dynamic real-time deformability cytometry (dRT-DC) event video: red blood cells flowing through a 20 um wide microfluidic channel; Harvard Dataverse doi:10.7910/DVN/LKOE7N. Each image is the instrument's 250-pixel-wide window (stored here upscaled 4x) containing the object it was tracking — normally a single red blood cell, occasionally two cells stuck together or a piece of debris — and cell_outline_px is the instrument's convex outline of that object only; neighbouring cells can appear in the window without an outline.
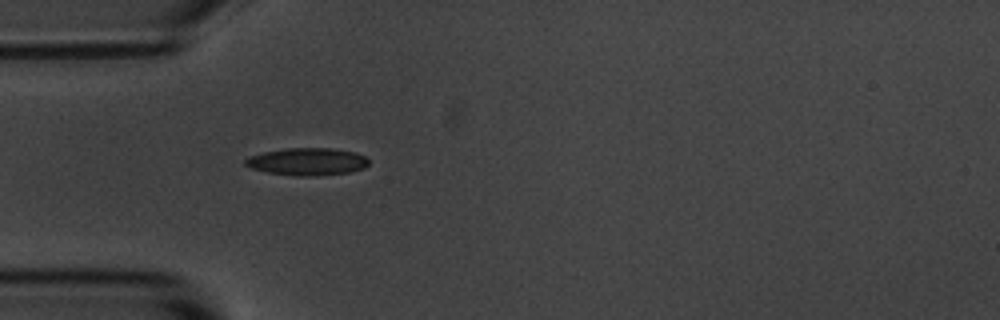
{"species": "common noctule bat (a hibernating species)", "species_latin": "Nyctalus noctula", "temperature_condition": "room temperature", "stored_images_in_passage": 40, "camera_frame_rate_fps": 3000, "um_per_image_px": 0.085, "animal": {"sex": "male", "body_mass_g": 20.1, "forearm_length_mm": 53.5}, "frame": {"image": 1, "passage_image": 1, "time_ms": 0.0, "image_size_px": [1000, 320], "cell_outline_px": [[368, 164], [364, 168], [348, 172], [316, 176], [296, 176], [268, 172], [252, 168], [244, 164], [244, 160], [248, 156], [264, 152], [288, 148], [332, 148], [356, 152], [364, 156], [368, 160]], "centroid_in_image_um": [26.11, 13.73], "position_along_channel_um": 58.9, "area_um2": 19.65}}
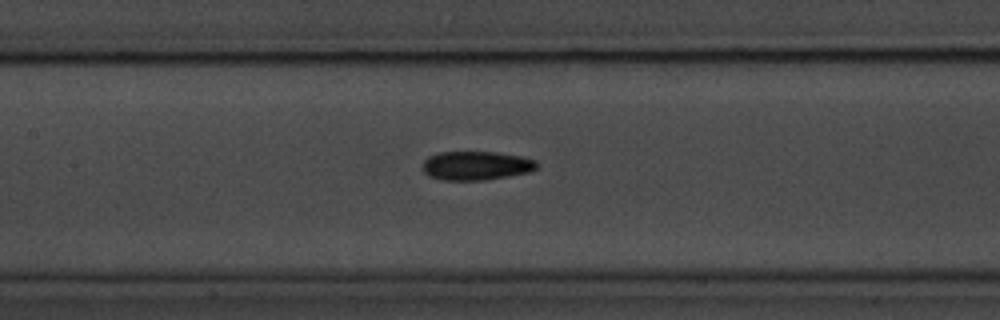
{"frame": {"image": 2, "passage_image": 10, "time_ms": 3.0, "image_size_px": [1000, 320], "cell_outline_px": [[536, 168], [528, 172], [508, 176], [484, 180], [444, 180], [428, 176], [424, 172], [424, 160], [428, 156], [440, 152], [496, 152], [520, 156], [536, 160]], "centroid_in_image_um": [40.45, 14.08], "position_along_channel_um": 166.9, "area_um2": 19.07}}
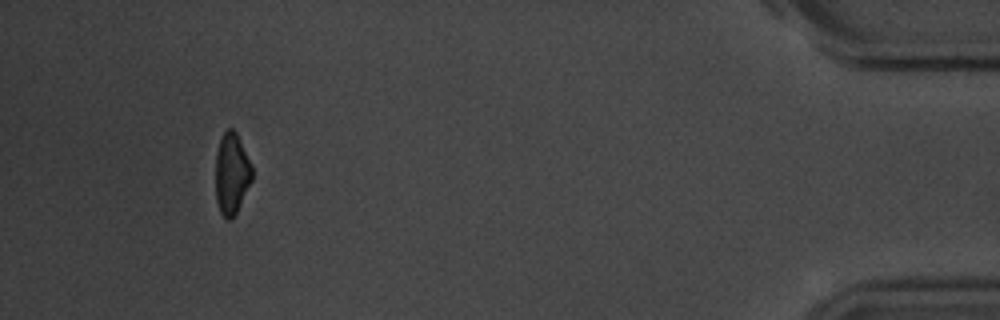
{"frame": {"image": 3, "passage_image": 36, "time_ms": 11.667, "image_size_px": [1000, 320], "cell_outline_px": [[252, 180], [232, 220], [228, 220], [220, 212], [216, 200], [216, 152], [220, 140], [224, 132], [228, 128], [232, 128], [236, 132], [252, 164]], "centroid_in_image_um": [19.69, 14.75], "position_along_channel_um": 415.5, "area_um2": 17.22}, "authors_computed_cell_mechanics": {"area_um2": 18.8139, "velocity_mm_per_s": 3.661, "shape_relaxation_time_tau1_ms": 5.3575, "shape_relaxation_time_tau2_ms": 4.2565, "deformation_change_tau1": 0.1455, "deformation_change_tau2": 0.1134}}